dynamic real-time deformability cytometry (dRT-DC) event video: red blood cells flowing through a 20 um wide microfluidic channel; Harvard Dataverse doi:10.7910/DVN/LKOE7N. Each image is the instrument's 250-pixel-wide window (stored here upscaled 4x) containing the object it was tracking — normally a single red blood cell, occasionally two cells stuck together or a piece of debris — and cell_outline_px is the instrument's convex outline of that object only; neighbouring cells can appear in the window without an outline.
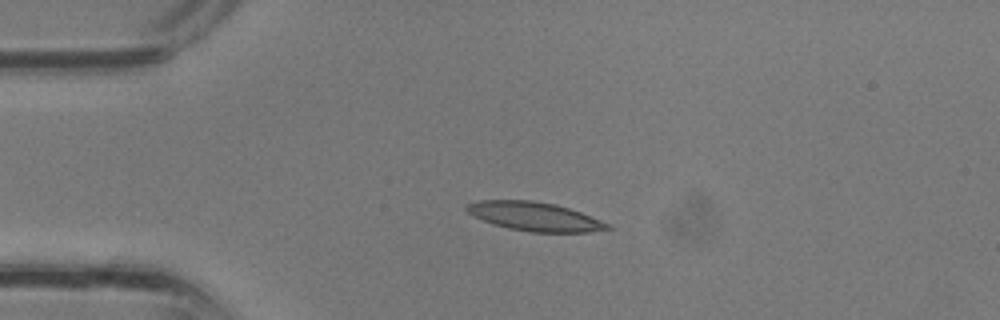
{"species": "common noctule bat (a hibernating species)", "species_latin": "Nyctalus noctula", "temperature_condition": "room temperature", "stored_images_in_passage": 29, "camera_frame_rate_fps": 3000, "um_per_image_px": 0.085, "animal": {"sex": "male", "body_mass_g": 13.3}, "frame": {"image": 1, "passage_image": 7, "time_ms": 2.0, "image_size_px": [1000, 320], "cell_outline_px": [[612, 228], [588, 232], [532, 232], [508, 228], [492, 224], [472, 216], [464, 208], [464, 204], [480, 200], [532, 200], [556, 204], [580, 212], [612, 224]], "centroid_in_image_um": [45.41, 18.39], "position_along_channel_um": 39.6, "area_um2": 23.81}}
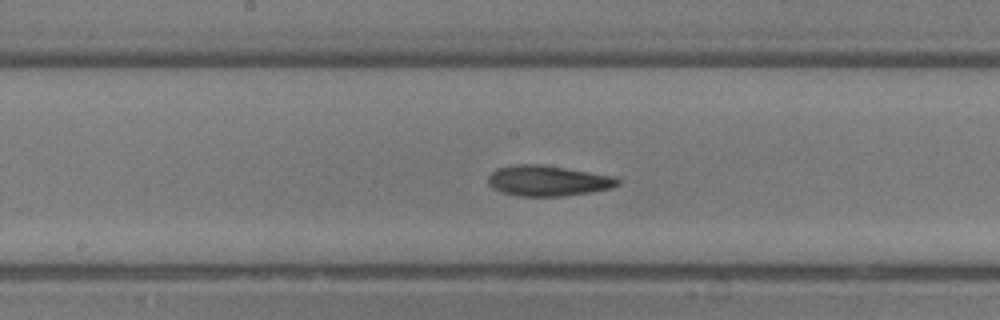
{"frame": {"image": 2, "passage_image": 17, "time_ms": 5.333, "image_size_px": [1000, 320], "cell_outline_px": [[620, 184], [612, 188], [592, 192], [564, 196], [520, 196], [504, 192], [492, 188], [488, 184], [488, 176], [496, 168], [516, 164], [544, 164], [616, 176], [620, 180]], "centroid_in_image_um": [46.61, 15.35], "position_along_channel_um": 201.6, "area_um2": 23.35}}
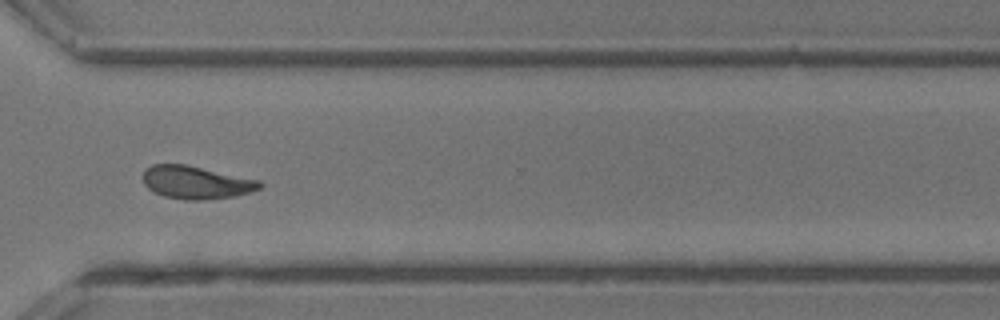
{"frame": {"image": 3, "passage_image": 25, "time_ms": 8.0, "image_size_px": [1000, 320], "cell_outline_px": [[264, 184], [260, 188], [236, 196], [204, 200], [184, 200], [164, 196], [148, 188], [144, 184], [144, 168], [152, 164], [184, 164], [260, 180]], "centroid_in_image_um": [16.67, 15.51], "position_along_channel_um": 353.9, "area_um2": 22.31}}